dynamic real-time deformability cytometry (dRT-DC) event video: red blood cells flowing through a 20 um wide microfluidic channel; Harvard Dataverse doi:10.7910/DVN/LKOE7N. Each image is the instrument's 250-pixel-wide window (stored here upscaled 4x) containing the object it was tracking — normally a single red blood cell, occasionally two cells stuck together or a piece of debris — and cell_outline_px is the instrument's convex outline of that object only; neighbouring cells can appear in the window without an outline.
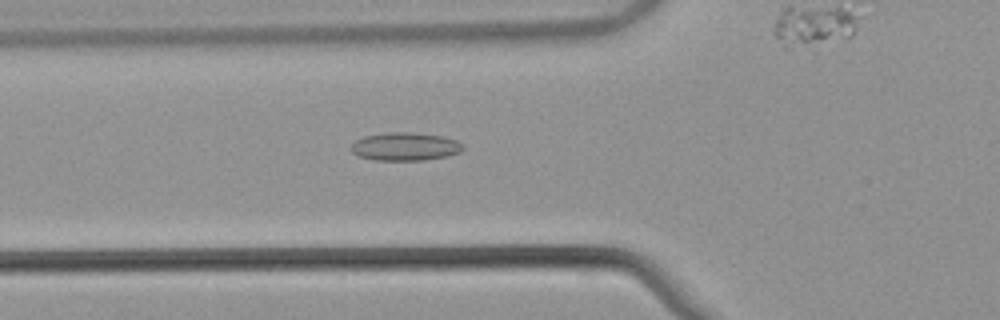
{"species": "common noctule bat (a hibernating species)", "species_latin": "Nyctalus noctula", "temperature_condition": "warm", "stored_images_in_passage": 54, "camera_frame_rate_fps": 3000, "um_per_image_px": 0.085, "animal": {"sex": "male", "body_mass_g": 21.5, "forearm_length_mm": 52.0}, "frame": {"image": 1, "passage_image": 20, "time_ms": 6.333, "image_size_px": [1000, 320], "cell_outline_px": [[464, 148], [460, 152], [444, 156], [424, 160], [376, 160], [360, 156], [352, 152], [352, 144], [356, 140], [364, 136], [388, 132], [412, 132], [440, 136], [456, 140], [464, 144]], "centroid_in_image_um": [34.45, 12.45], "position_along_channel_um": 91.4, "area_um2": 18.15}}
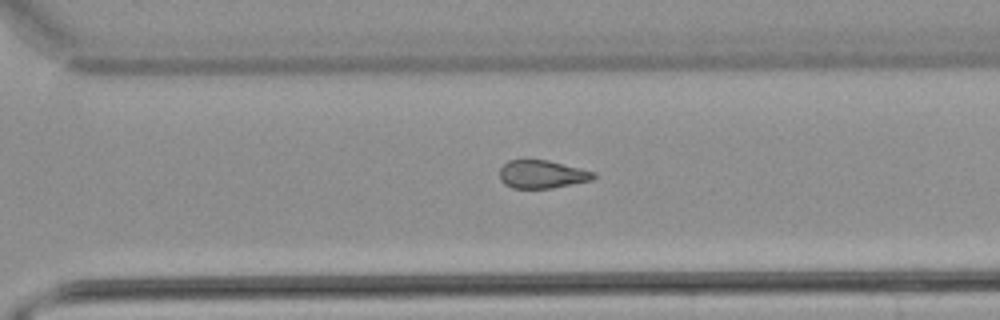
{"frame": {"image": 2, "passage_image": 38, "time_ms": 12.333, "image_size_px": [1000, 320], "cell_outline_px": [[596, 176], [592, 180], [552, 188], [512, 188], [504, 184], [500, 180], [500, 168], [508, 160], [548, 160], [596, 172]], "centroid_in_image_um": [46.07, 14.81], "position_along_channel_um": 324.5, "area_um2": 15.37}}
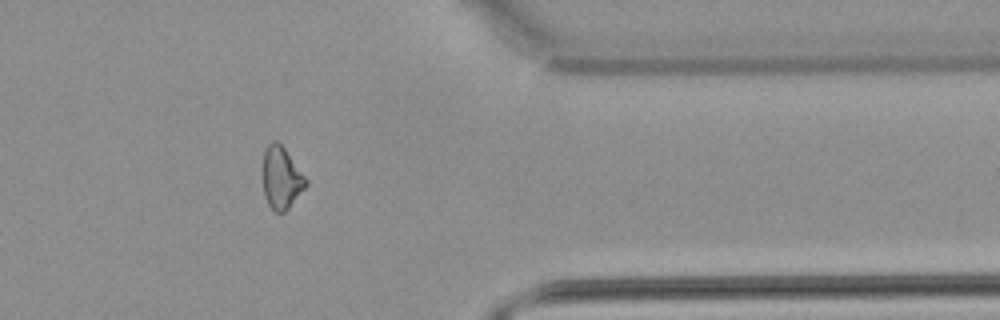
{"frame": {"image": 3, "passage_image": 44, "time_ms": 14.333, "image_size_px": [1000, 320], "cell_outline_px": [[308, 184], [288, 208], [284, 212], [276, 212], [268, 204], [264, 196], [264, 152], [268, 144], [272, 140], [276, 140], [284, 148], [308, 180]], "centroid_in_image_um": [23.93, 15.12], "position_along_channel_um": 387.5, "area_um2": 15.26}, "authors_computed_cell_mechanics": {"area_um2": 16.9065, "velocity_mm_per_s": 3.888, "shape_relaxation_time_tau1_ms": null, "shape_relaxation_time_tau2_ms": 4.7933, "deformation_change_tau1": null, "deformation_change_tau2": 0.1353}}